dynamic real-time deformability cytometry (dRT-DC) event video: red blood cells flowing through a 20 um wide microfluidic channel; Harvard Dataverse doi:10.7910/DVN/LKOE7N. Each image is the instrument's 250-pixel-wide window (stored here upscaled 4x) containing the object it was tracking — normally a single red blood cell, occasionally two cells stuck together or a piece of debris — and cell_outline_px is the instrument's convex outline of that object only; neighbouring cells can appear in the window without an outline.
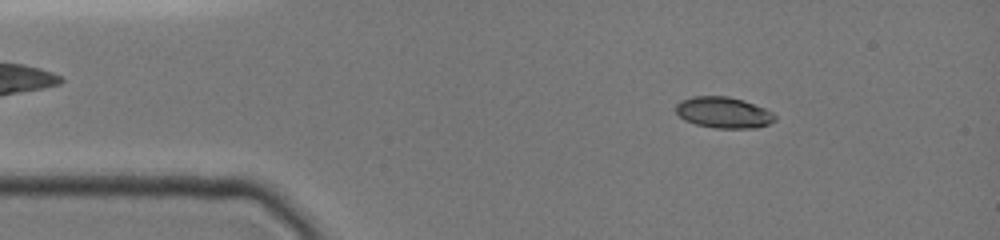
{"species": "common noctule bat (a hibernating species)", "species_latin": "Nyctalus noctula", "temperature_condition": "cold", "stored_images_in_passage": 47, "camera_frame_rate_fps": 3000, "um_per_image_px": 0.085, "animal": {"sex": "female", "body_mass_g": 19.0, "forearm_length_mm": 51.5}, "frame": {"image": 1, "passage_image": 6, "time_ms": 1.667, "image_size_px": [1000, 240], "cell_outline_px": [[776, 120], [768, 124], [756, 128], [716, 128], [696, 124], [684, 120], [676, 112], [676, 104], [680, 100], [696, 96], [728, 96], [744, 100], [764, 108], [772, 112], [776, 116]], "centroid_in_image_um": [61.51, 9.56], "position_along_channel_um": 23.5, "area_um2": 17.98}}
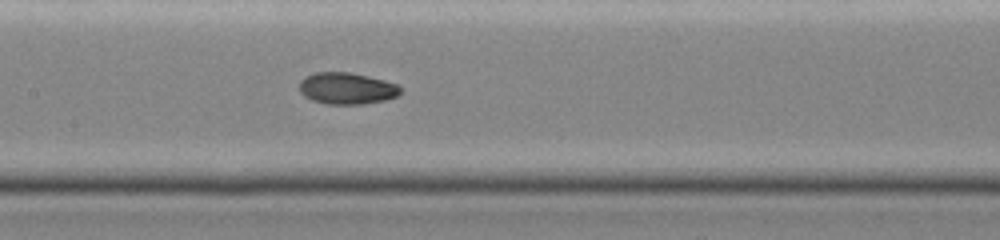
{"frame": {"image": 2, "passage_image": 22, "time_ms": 7.0, "image_size_px": [1000, 240], "cell_outline_px": [[400, 92], [396, 96], [384, 100], [360, 104], [324, 104], [312, 100], [304, 96], [300, 92], [300, 80], [316, 72], [348, 72], [384, 80], [396, 84], [400, 88]], "centroid_in_image_um": [29.44, 7.52], "position_along_channel_um": 178.0, "area_um2": 18.38}}
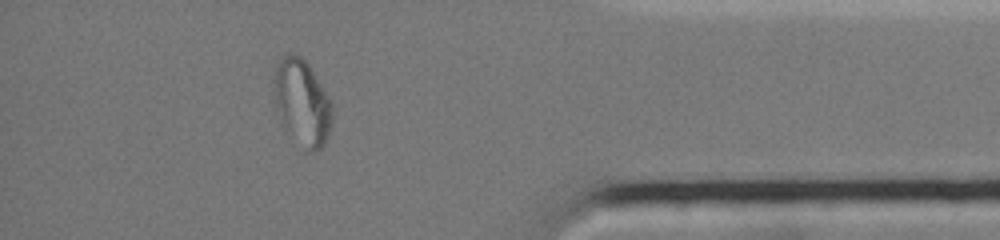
{"frame": {"image": 3, "passage_image": 41, "time_ms": 13.333, "image_size_px": [1000, 240], "cell_outline_px": [[332, 120], [324, 144], [316, 152], [308, 152], [284, 132], [280, 124], [272, 100], [272, 68], [284, 56], [300, 56], [308, 64], [332, 100]], "centroid_in_image_um": [25.6, 8.75], "position_along_channel_um": 409.6, "area_um2": 30.23}}